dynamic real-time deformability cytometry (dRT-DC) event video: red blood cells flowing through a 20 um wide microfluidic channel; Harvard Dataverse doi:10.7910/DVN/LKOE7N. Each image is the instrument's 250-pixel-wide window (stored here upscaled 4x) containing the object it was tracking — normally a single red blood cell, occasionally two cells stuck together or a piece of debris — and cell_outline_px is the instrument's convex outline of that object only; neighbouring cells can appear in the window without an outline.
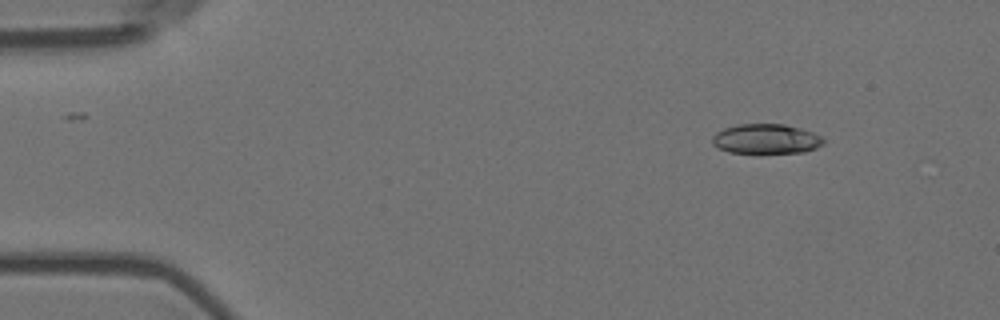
{"species": "Egyptian fruit bat (a non-hibernating species)", "species_latin": "Rousettus aegyptiacus", "temperature_condition": "room temperature", "stored_images_in_passage": 4, "camera_frame_rate_fps": 3000, "um_per_image_px": 0.085, "animal": {"sex": "female"}, "frame": {"image": 1, "passage_image": 2, "time_ms": 0.333, "image_size_px": [1000, 320], "cell_outline_px": [[824, 144], [816, 148], [804, 152], [760, 156], [756, 156], [728, 152], [712, 144], [712, 136], [716, 132], [724, 128], [736, 124], [784, 124], [800, 128], [812, 132], [820, 136], [824, 140]], "centroid_in_image_um": [65.09, 11.86], "position_along_channel_um": 19.9, "area_um2": 20.29}}
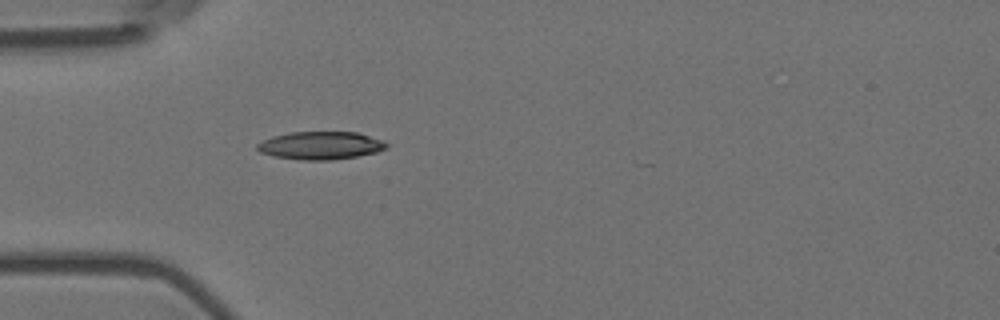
{"frame": {"image": 2, "passage_image": 4, "time_ms": 1.0, "image_size_px": [1000, 320], "cell_outline_px": [[388, 148], [376, 152], [356, 156], [332, 160], [304, 160], [276, 156], [260, 152], [256, 148], [256, 144], [272, 136], [288, 132], [356, 132], [384, 140], [388, 144]], "centroid_in_image_um": [27.27, 12.36], "position_along_channel_um": 57.7, "area_um2": 20.98}}